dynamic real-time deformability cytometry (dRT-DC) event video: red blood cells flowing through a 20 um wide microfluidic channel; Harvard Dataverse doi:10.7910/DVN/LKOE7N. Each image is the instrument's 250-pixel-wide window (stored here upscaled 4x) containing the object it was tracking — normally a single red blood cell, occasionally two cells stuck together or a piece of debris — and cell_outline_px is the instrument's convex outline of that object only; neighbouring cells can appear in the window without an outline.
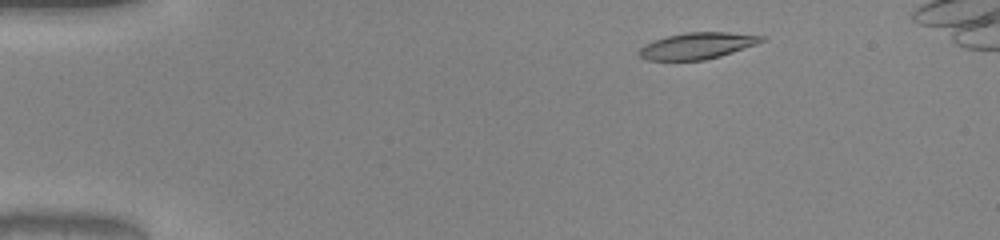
{"species": "common noctule bat (a hibernating species)", "species_latin": "Nyctalus noctula", "temperature_condition": "warm", "stored_images_in_passage": 47, "camera_frame_rate_fps": 3000, "um_per_image_px": 0.085, "animal": {"sex": "male", "body_mass_g": 20.0, "forearm_length_mm": 53.3}, "frame": {"image": 1, "passage_image": 5, "time_ms": 1.333, "image_size_px": [1000, 240], "cell_outline_px": [[764, 40], [756, 44], [720, 56], [704, 60], [648, 60], [640, 56], [636, 52], [644, 44], [668, 36], [688, 32], [728, 32], [764, 36]], "centroid_in_image_um": [59.24, 3.89], "position_along_channel_um": 25.8, "area_um2": 18.61}}
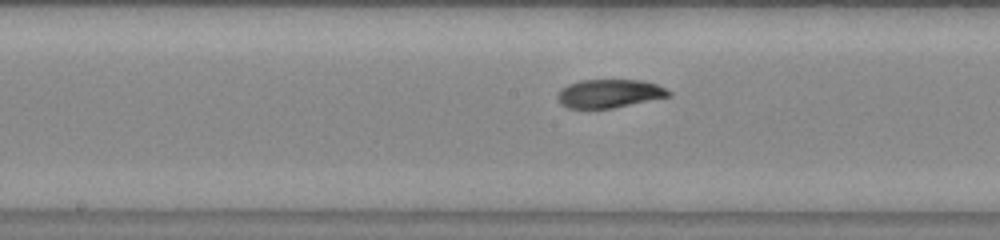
{"frame": {"image": 2, "passage_image": 24, "time_ms": 7.667, "image_size_px": [1000, 240], "cell_outline_px": [[672, 96], [612, 108], [568, 108], [560, 104], [556, 96], [560, 88], [568, 84], [580, 80], [644, 80], [656, 84], [672, 92]], "centroid_in_image_um": [51.78, 7.94], "position_along_channel_um": 196.4, "area_um2": 18.55}}
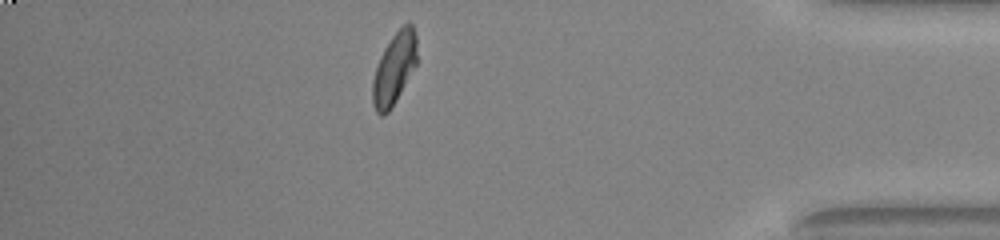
{"frame": {"image": 3, "passage_image": 42, "time_ms": 13.667, "image_size_px": [1000, 240], "cell_outline_px": [[416, 64], [396, 100], [388, 112], [384, 116], [380, 116], [376, 112], [372, 104], [372, 80], [380, 56], [384, 48], [392, 36], [408, 20], [412, 24], [416, 36]], "centroid_in_image_um": [33.49, 5.83], "position_along_channel_um": 401.7, "area_um2": 18.44}}